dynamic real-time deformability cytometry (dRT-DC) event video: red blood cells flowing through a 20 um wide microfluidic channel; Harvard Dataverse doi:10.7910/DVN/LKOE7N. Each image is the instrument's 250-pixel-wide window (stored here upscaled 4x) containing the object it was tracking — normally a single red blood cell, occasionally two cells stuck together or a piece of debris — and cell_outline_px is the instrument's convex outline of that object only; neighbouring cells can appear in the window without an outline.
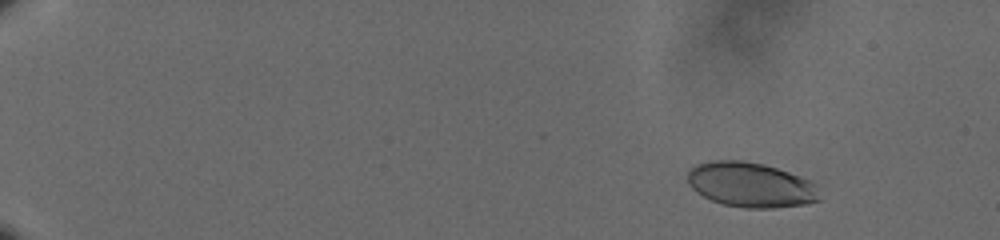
{"species": "human", "species_latin": "Homo sapiens", "temperature_condition": "cold", "stored_images_in_passage": 58, "camera_frame_rate_fps": 3000, "um_per_image_px": 0.085, "donor": {"sex": "male"}, "frame": {"image": 1, "passage_image": 6, "time_ms": 1.667, "image_size_px": [1000, 240], "cell_outline_px": [[820, 200], [804, 204], [776, 208], [744, 208], [724, 204], [712, 200], [696, 192], [688, 184], [688, 172], [696, 164], [708, 160], [740, 160], [764, 164], [812, 180], [816, 184]], "centroid_in_image_um": [63.81, 15.7], "position_along_channel_um": 21.2, "area_um2": 34.62}}
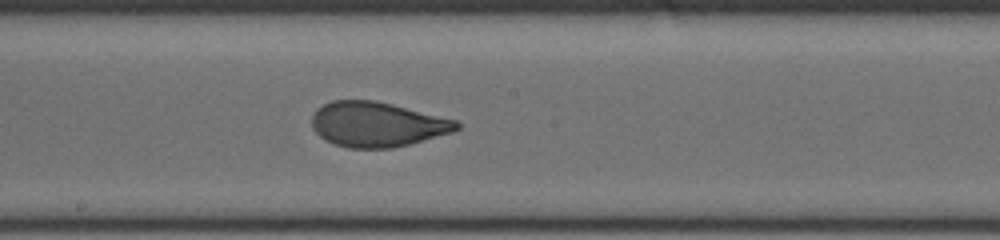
{"frame": {"image": 2, "passage_image": 35, "time_ms": 11.333, "image_size_px": [1000, 240], "cell_outline_px": [[460, 128], [452, 132], [408, 144], [392, 148], [348, 148], [324, 140], [312, 128], [312, 116], [316, 108], [332, 100], [376, 100], [456, 120], [460, 124]], "centroid_in_image_um": [32.02, 10.56], "position_along_channel_um": 216.2, "area_um2": 37.74}}
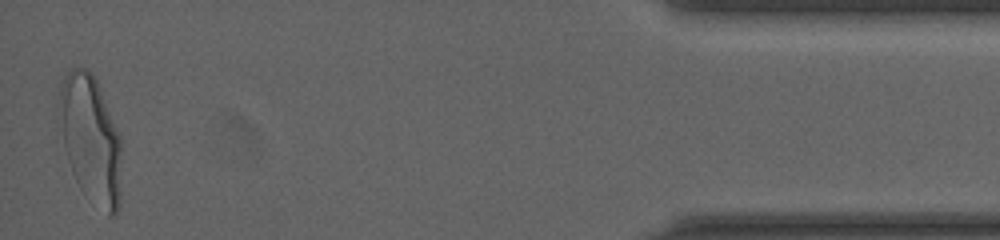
{"frame": {"image": 3, "passage_image": 58, "time_ms": 19.0, "image_size_px": [1000, 240], "cell_outline_px": [[120, 204], [116, 212], [112, 216], [108, 216], [84, 196], [72, 172], [68, 160], [64, 144], [56, 104], [60, 84], [64, 76], [72, 68], [88, 68], [92, 72], [96, 80], [120, 136]], "centroid_in_image_um": [7.68, 11.83], "position_along_channel_um": 427.5, "area_um2": 46.47}, "authors_computed_cell_mechanics": {"area_um2": 37.859, "velocity_mm_per_s": 3.617, "shape_relaxation_time_tau1_ms": 5.457, "shape_relaxation_time_tau2_ms": null, "deformation_change_tau1": 0.1808, "deformation_change_tau2": null}}